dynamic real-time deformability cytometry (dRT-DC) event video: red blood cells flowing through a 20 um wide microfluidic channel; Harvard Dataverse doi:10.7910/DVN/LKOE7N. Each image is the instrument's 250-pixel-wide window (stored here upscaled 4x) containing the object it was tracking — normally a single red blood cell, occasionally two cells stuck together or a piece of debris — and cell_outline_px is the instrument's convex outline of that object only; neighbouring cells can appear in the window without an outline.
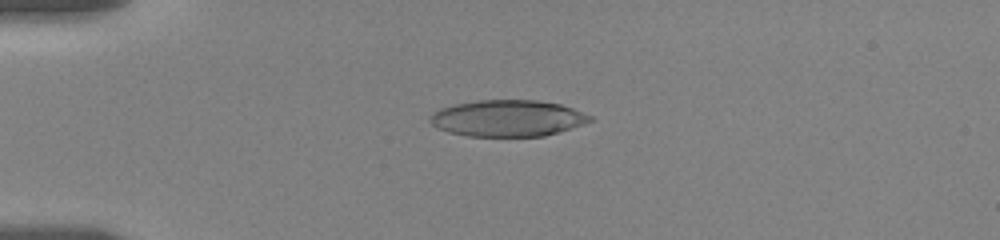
{"species": "human", "species_latin": "Homo sapiens", "temperature_condition": "room temperature", "stored_images_in_passage": 52, "camera_frame_rate_fps": 3000, "um_per_image_px": 0.085, "donor": {"sex": "female"}, "frame": {"image": 1, "passage_image": 9, "time_ms": 2.667, "image_size_px": [1000, 240], "cell_outline_px": [[592, 120], [584, 124], [560, 132], [544, 136], [468, 136], [448, 132], [432, 124], [428, 120], [428, 116], [432, 112], [440, 108], [456, 104], [476, 100], [536, 100], [560, 104], [572, 108], [592, 116]], "centroid_in_image_um": [43.13, 10.05], "position_along_channel_um": 41.9, "area_um2": 34.04}}
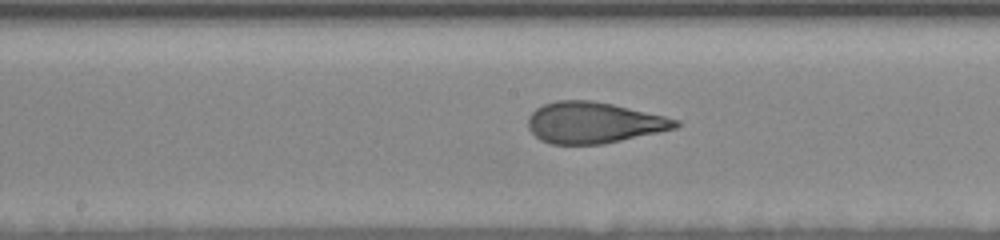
{"frame": {"image": 2, "passage_image": 25, "time_ms": 8.0, "image_size_px": [1000, 240], "cell_outline_px": [[680, 124], [676, 128], [660, 132], [604, 144], [552, 144], [540, 140], [528, 128], [528, 116], [536, 108], [544, 104], [556, 100], [592, 100], [612, 104], [664, 116], [680, 120]], "centroid_in_image_um": [50.45, 10.43], "position_along_channel_um": 197.7, "area_um2": 35.37}}
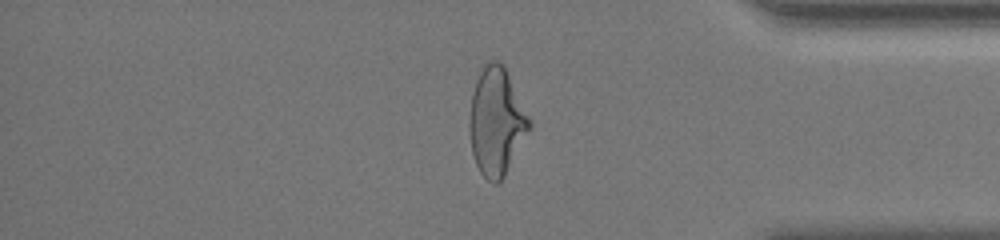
{"frame": {"image": 3, "passage_image": 43, "time_ms": 14.0, "image_size_px": [1000, 240], "cell_outline_px": [[532, 128], [504, 176], [496, 184], [492, 184], [480, 172], [476, 164], [472, 152], [468, 128], [468, 120], [472, 92], [476, 80], [480, 72], [488, 60], [496, 60], [504, 64], [532, 124]], "centroid_in_image_um": [42.19, 10.34], "position_along_channel_um": 393.0, "area_um2": 37.74}, "authors_computed_cell_mechanics": {"area_um2": 35.6048, "velocity_mm_per_s": 3.5411, "shape_relaxation_time_tau1_ms": 4.9464, "shape_relaxation_time_tau2_ms": 1.2464, "deformation_change_tau1": 0.2021, "deformation_change_tau2": 0.0919}}